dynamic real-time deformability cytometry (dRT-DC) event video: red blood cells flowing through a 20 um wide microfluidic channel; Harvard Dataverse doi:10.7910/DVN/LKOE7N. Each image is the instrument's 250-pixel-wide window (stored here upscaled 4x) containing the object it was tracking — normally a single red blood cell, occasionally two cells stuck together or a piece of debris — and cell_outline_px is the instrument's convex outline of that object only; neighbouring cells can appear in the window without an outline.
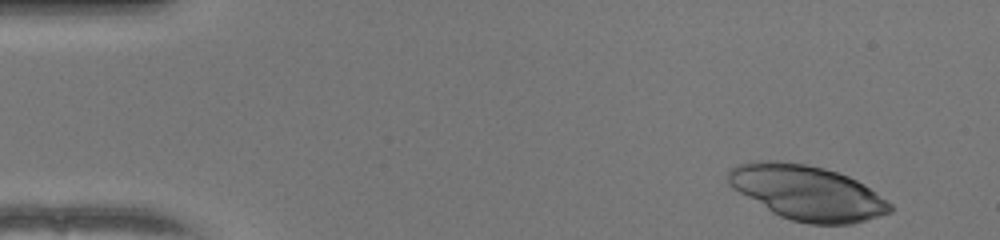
{"species": "human", "species_latin": "Homo sapiens", "temperature_condition": "warm", "stored_images_in_passage": 47, "camera_frame_rate_fps": 3000, "um_per_image_px": 0.085, "donor": {"sex": "female"}, "frame": {"image": 1, "passage_image": 1, "time_ms": 0.0, "image_size_px": [1000, 240], "cell_outline_px": [[892, 212], [880, 216], [852, 224], [808, 224], [792, 220], [780, 216], [772, 212], [732, 188], [728, 184], [728, 172], [736, 164], [752, 160], [776, 160], [804, 164], [824, 168], [848, 176], [864, 184], [892, 204]], "centroid_in_image_um": [68.6, 16.37], "position_along_channel_um": 16.4, "area_um2": 51.56}}